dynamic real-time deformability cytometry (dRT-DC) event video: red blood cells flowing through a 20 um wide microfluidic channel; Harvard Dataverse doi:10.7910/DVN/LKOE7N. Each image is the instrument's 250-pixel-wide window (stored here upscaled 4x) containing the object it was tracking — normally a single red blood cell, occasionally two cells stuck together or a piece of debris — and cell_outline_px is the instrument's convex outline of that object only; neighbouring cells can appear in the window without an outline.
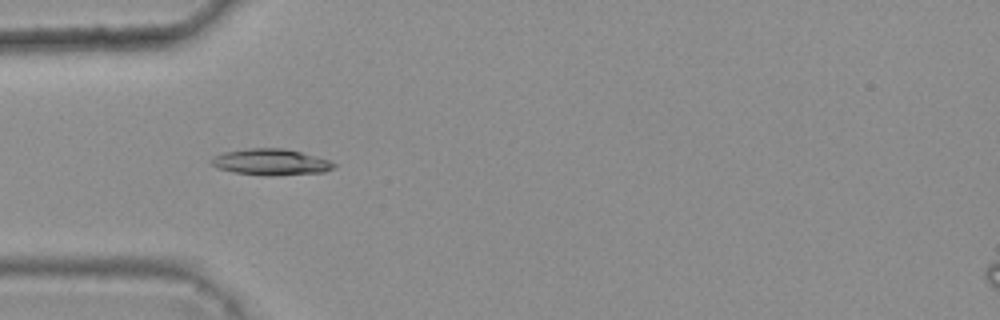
{"species": "common noctule bat (a hibernating species)", "species_latin": "Nyctalus noctula", "temperature_condition": "warm", "stored_images_in_passage": 6, "camera_frame_rate_fps": 3000, "um_per_image_px": 0.085, "animal": {"sex": "female", "body_mass_g": 25.1}, "frame": {"image": 1, "passage_image": 5, "time_ms": 1.333, "image_size_px": [1000, 320], "cell_outline_px": [[336, 168], [324, 172], [272, 176], [232, 172], [216, 168], [208, 160], [212, 156], [224, 152], [248, 148], [284, 148], [300, 152], [328, 160], [336, 164]], "centroid_in_image_um": [22.98, 13.78], "position_along_channel_um": 62.0, "area_um2": 18.84}}
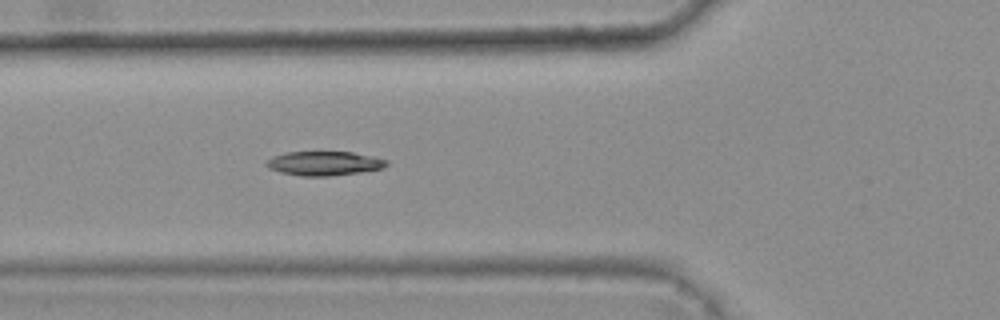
{"frame": {"image": 2, "passage_image": 6, "time_ms": 1.667, "image_size_px": [1000, 320], "cell_outline_px": [[388, 164], [384, 168], [360, 172], [328, 176], [300, 176], [280, 172], [268, 168], [264, 164], [272, 156], [284, 152], [352, 152], [372, 156], [388, 160]], "centroid_in_image_um": [27.54, 13.88], "position_along_channel_um": 98.3, "area_um2": 16.99}}